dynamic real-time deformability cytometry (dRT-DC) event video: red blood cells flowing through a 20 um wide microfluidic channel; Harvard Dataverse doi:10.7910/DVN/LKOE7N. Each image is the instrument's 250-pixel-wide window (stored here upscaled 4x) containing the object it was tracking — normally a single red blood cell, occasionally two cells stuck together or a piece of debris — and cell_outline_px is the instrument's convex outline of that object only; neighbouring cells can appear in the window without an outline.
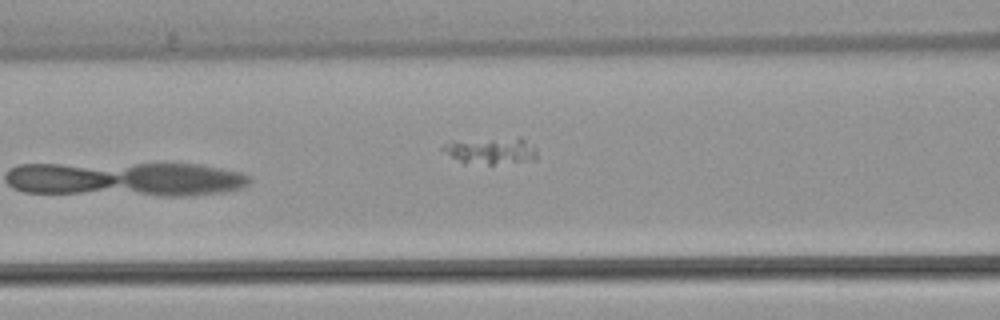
{"species": "common noctule bat (a hibernating species)", "species_latin": "Nyctalus noctula", "temperature_condition": "warm", "stored_images_in_passage": 5, "segment_of_instrument_passage": [2, 2], "camera_frame_rate_fps": 3000, "um_per_image_px": 0.085, "animal": {"sex": "female", "body_mass_g": 22.7, "forearm_length_mm": 54.2}, "frame": {"image": 1, "passage_image": 5, "time_ms": 5.0, "image_size_px": [1000, 320], "cell_outline_px": [[536, 160], [492, 164], [464, 164], [440, 148], [448, 140], [520, 136], [536, 148]], "centroid_in_image_um": [41.71, 12.78], "position_along_channel_um": 124.9, "area_um2": 15.2}}